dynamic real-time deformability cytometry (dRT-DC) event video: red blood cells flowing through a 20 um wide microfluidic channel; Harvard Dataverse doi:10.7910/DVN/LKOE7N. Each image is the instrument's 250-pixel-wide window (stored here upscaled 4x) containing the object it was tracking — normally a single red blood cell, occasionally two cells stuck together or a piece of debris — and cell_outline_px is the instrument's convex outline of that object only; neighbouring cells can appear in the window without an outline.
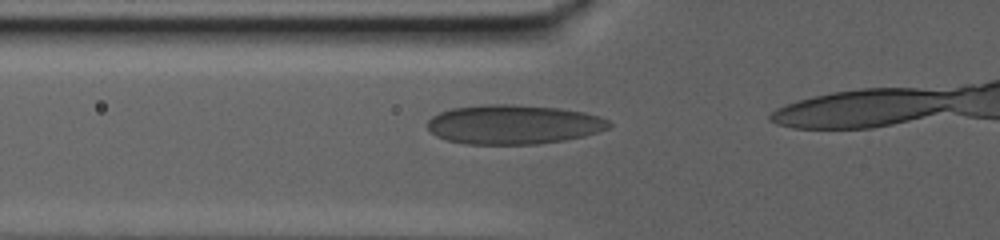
{"species": "human", "species_latin": "Homo sapiens", "temperature_condition": "warm", "stored_images_in_passage": 40, "camera_frame_rate_fps": 3000, "um_per_image_px": 0.085, "donor": {"sex": "male"}, "frame": {"image": 1, "passage_image": 16, "time_ms": 5.0, "image_size_px": [1000, 240], "cell_outline_px": [[612, 124], [608, 128], [584, 136], [564, 140], [536, 144], [464, 144], [448, 140], [436, 136], [428, 128], [428, 120], [432, 116], [440, 112], [452, 108], [484, 104], [512, 104], [560, 108], [584, 112], [600, 116], [608, 120]], "centroid_in_image_um": [43.64, 10.57], "position_along_channel_um": 82.2, "area_um2": 41.67}}
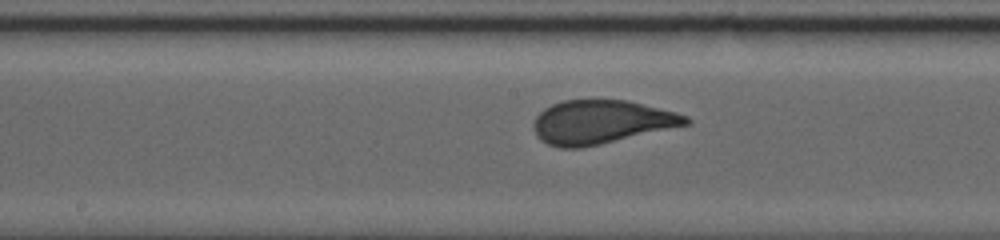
{"frame": {"image": 2, "passage_image": 28, "time_ms": 9.0, "image_size_px": [1000, 240], "cell_outline_px": [[692, 124], [600, 144], [580, 148], [560, 148], [548, 144], [540, 140], [536, 136], [532, 128], [532, 124], [536, 116], [544, 108], [552, 104], [564, 100], [628, 100], [676, 112], [688, 116], [692, 120]], "centroid_in_image_um": [51.11, 10.37], "position_along_channel_um": 197.1, "area_um2": 39.02}}
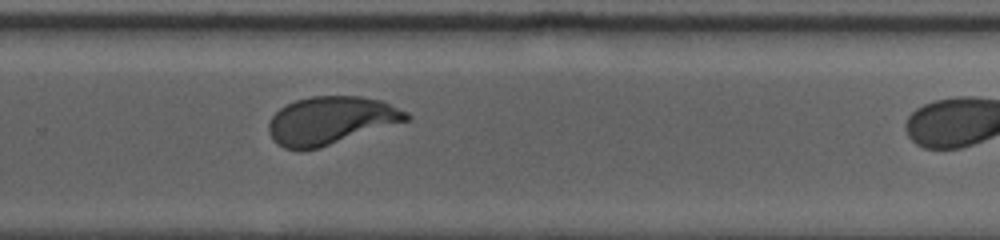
{"frame": {"image": 3, "passage_image": 39, "time_ms": 12.667, "image_size_px": [1000, 240], "cell_outline_px": [[412, 116], [408, 120], [320, 148], [284, 148], [276, 144], [272, 140], [268, 132], [268, 124], [272, 116], [280, 108], [296, 100], [312, 96], [360, 96], [380, 100], [408, 112]], "centroid_in_image_um": [28.1, 10.23], "position_along_channel_um": 301.7, "area_um2": 38.09}}